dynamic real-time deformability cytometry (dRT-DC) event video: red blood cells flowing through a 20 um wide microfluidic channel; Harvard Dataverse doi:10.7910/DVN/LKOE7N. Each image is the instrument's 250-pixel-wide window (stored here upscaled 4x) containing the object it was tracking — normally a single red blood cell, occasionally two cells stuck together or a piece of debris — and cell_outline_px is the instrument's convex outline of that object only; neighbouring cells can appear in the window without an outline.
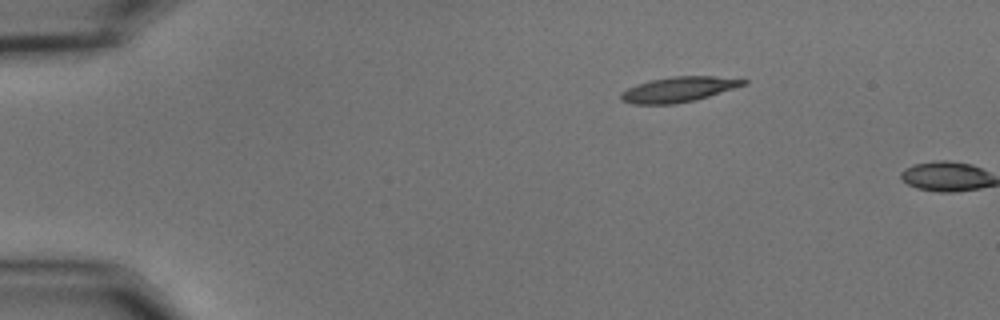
{"species": "common noctule bat (a hibernating species)", "species_latin": "Nyctalus noctula", "temperature_condition": "cold", "stored_images_in_passage": 2, "camera_frame_rate_fps": 3000, "um_per_image_px": 0.085, "animal": {"sex": "male", "body_mass_g": 15.6}, "frame": {"image": 1, "passage_image": 1, "time_ms": 0.0, "image_size_px": [1000, 320], "cell_outline_px": [[748, 84], [696, 100], [672, 104], [632, 104], [620, 100], [620, 92], [636, 84], [652, 80], [672, 76], [712, 76], [748, 80]], "centroid_in_image_um": [57.66, 7.6], "position_along_channel_um": 27.3, "area_um2": 17.98}}